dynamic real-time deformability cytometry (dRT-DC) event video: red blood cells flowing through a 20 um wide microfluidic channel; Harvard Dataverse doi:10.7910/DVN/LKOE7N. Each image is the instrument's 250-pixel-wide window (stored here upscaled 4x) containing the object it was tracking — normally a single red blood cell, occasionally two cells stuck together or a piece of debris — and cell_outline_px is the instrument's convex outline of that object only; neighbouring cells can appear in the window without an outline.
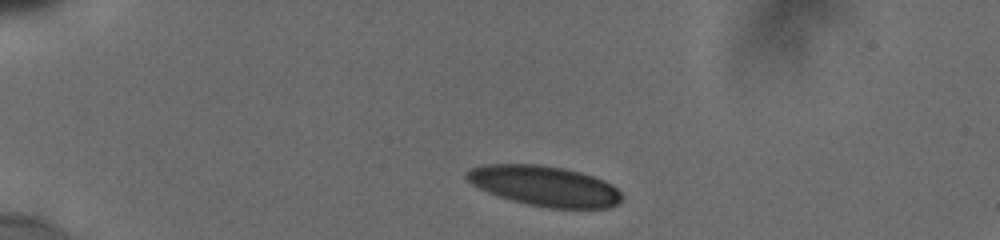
{"species": "human", "species_latin": "Homo sapiens", "temperature_condition": "cold", "stored_images_in_passage": 8, "camera_frame_rate_fps": 3000, "um_per_image_px": 0.085, "donor": {"sex": "male"}, "frame": {"image": 1, "passage_image": 1, "time_ms": 0.0, "image_size_px": [1000, 240], "cell_outline_px": [[624, 196], [620, 204], [612, 208], [548, 208], [528, 204], [512, 200], [488, 192], [472, 184], [464, 176], [464, 172], [472, 168], [484, 164], [536, 164], [564, 168], [580, 172], [604, 180], [612, 184]], "centroid_in_image_um": [46.33, 15.81], "position_along_channel_um": 38.7, "area_um2": 36.53}}
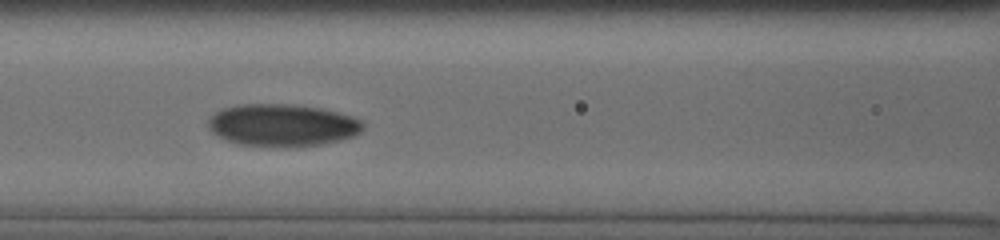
{"frame": {"image": 2, "passage_image": 6, "time_ms": 4.333, "image_size_px": [1000, 240], "cell_outline_px": [[364, 128], [356, 136], [340, 140], [320, 144], [280, 148], [240, 144], [228, 140], [212, 132], [208, 128], [208, 120], [216, 112], [224, 108], [240, 104], [292, 104], [320, 108], [352, 116], [364, 120]], "centroid_in_image_um": [24.04, 10.64], "position_along_channel_um": 142.6, "area_um2": 38.32}}
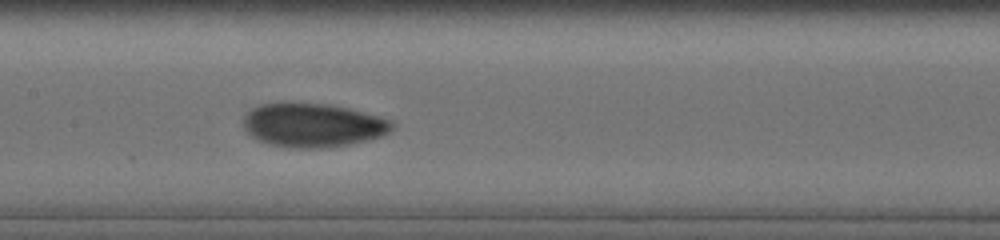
{"frame": {"image": 3, "passage_image": 7, "time_ms": 5.333, "image_size_px": [1000, 240], "cell_outline_px": [[396, 124], [388, 132], [380, 136], [368, 140], [348, 144], [324, 148], [288, 148], [256, 140], [244, 128], [244, 116], [252, 108], [260, 104], [328, 104], [348, 108], [392, 120]], "centroid_in_image_um": [26.6, 10.66], "position_along_channel_um": 180.8, "area_um2": 37.57}}